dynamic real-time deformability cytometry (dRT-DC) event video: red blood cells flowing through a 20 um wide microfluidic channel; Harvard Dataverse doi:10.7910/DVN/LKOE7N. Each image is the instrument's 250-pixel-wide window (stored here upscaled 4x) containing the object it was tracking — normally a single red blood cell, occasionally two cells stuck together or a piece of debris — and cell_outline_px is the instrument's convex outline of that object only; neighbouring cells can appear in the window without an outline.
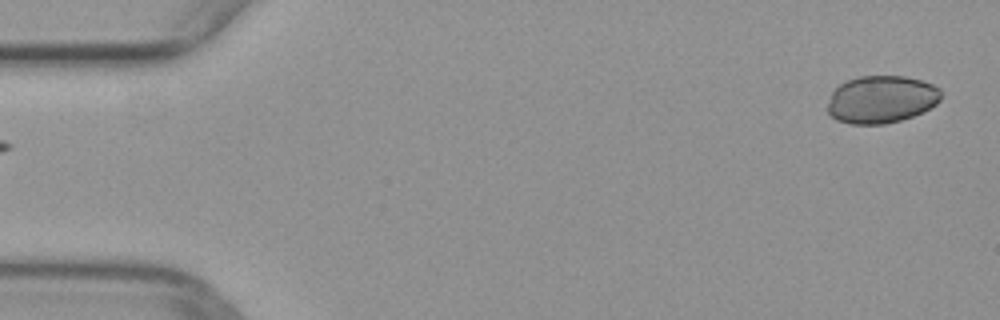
{"species": "common noctule bat (a hibernating species)", "species_latin": "Nyctalus noctula", "temperature_condition": "warm", "stored_images_in_passage": 4, "camera_frame_rate_fps": 3000, "um_per_image_px": 0.085, "animal": {"sex": "female", "body_mass_g": 29.2, "forearm_length_mm": 56.3}, "frame": {"image": 1, "passage_image": 1, "time_ms": 0.0, "image_size_px": [1000, 320], "cell_outline_px": [[940, 100], [936, 104], [912, 116], [900, 120], [884, 124], [852, 124], [836, 120], [828, 112], [828, 104], [832, 92], [840, 84], [848, 80], [860, 76], [904, 76], [920, 80], [932, 84], [940, 88]], "centroid_in_image_um": [74.9, 8.44], "position_along_channel_um": 10.1, "area_um2": 31.15}}